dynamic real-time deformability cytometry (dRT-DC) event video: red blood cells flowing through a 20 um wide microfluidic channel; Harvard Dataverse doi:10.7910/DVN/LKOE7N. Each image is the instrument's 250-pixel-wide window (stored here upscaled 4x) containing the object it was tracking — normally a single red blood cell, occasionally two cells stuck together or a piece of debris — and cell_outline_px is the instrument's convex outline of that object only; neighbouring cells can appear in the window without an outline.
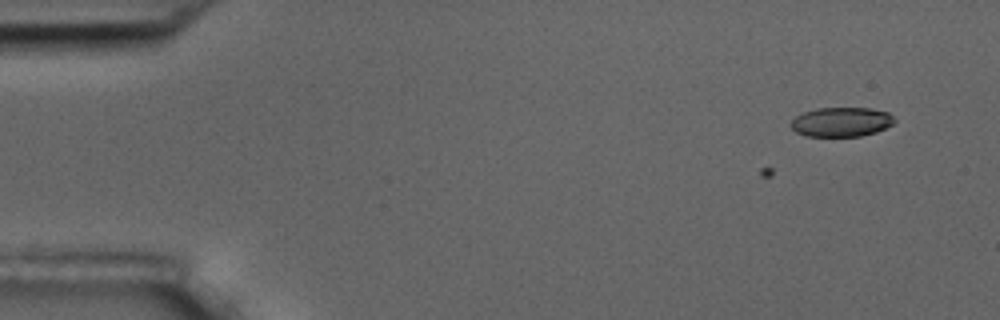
{"species": "common noctule bat (a hibernating species)", "species_latin": "Nyctalus noctula", "temperature_condition": "room temperature", "stored_images_in_passage": 9, "camera_frame_rate_fps": 3000, "um_per_image_px": 0.085, "animal": {"sex": "male", "body_mass_g": 17.5, "forearm_length_mm": 52.3}, "frame": {"image": 1, "passage_image": 3, "time_ms": 2.333, "image_size_px": [1000, 320], "cell_outline_px": [[896, 120], [892, 124], [876, 132], [860, 136], [804, 136], [796, 132], [792, 128], [792, 120], [796, 116], [804, 112], [816, 108], [872, 108], [888, 112]], "centroid_in_image_um": [71.52, 10.36], "position_along_channel_um": 13.5, "area_um2": 17.69}}